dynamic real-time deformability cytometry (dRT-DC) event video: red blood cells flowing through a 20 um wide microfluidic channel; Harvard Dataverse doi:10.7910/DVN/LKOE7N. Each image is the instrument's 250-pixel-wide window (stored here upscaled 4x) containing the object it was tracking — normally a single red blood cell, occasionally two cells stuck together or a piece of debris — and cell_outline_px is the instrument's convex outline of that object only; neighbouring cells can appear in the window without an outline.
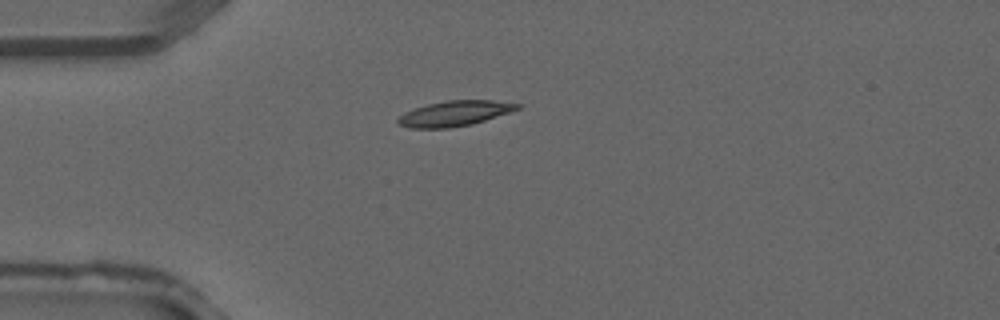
{"species": "common noctule bat (a hibernating species)", "species_latin": "Nyctalus noctula", "temperature_condition": "warm", "stored_images_in_passage": 2, "camera_frame_rate_fps": 3000, "um_per_image_px": 0.085, "animal": {"sex": "male", "forearm_length_mm": 52.5}, "frame": {"image": 1, "passage_image": 2, "time_ms": 0.333, "image_size_px": [1000, 320], "cell_outline_px": [[524, 104], [520, 108], [472, 124], [448, 128], [408, 128], [396, 124], [396, 120], [404, 112], [428, 104], [448, 100], [492, 100]], "centroid_in_image_um": [38.61, 9.64], "position_along_channel_um": 46.4, "area_um2": 17.51}}